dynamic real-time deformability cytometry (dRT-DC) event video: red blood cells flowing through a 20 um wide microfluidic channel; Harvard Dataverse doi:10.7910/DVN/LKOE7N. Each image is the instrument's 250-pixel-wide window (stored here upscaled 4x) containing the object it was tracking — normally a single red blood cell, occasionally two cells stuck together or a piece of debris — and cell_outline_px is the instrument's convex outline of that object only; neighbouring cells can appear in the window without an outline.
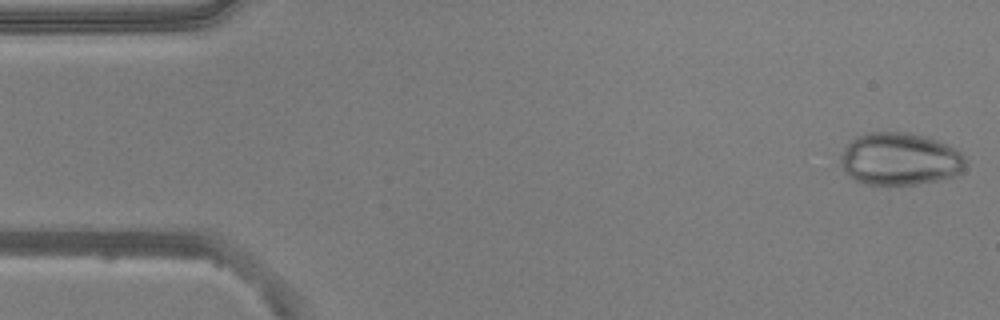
{"species": "common noctule bat (a hibernating species)", "species_latin": "Nyctalus noctula", "temperature_condition": "warm", "stored_images_in_passage": 51, "camera_frame_rate_fps": 3000, "um_per_image_px": 0.085, "animal": {"sex": "male", "body_mass_g": 20.5, "forearm_length_mm": 52.5}, "frame": {"image": 1, "passage_image": 1, "time_ms": 0.0, "image_size_px": [1000, 320], "cell_outline_px": [[968, 160], [964, 168], [956, 176], [916, 184], [864, 184], [848, 176], [844, 172], [840, 164], [840, 156], [844, 148], [856, 136], [868, 132], [908, 132], [924, 136], [948, 144], [956, 148]], "centroid_in_image_um": [76.49, 13.51], "position_along_channel_um": 8.5, "area_um2": 38.49}}
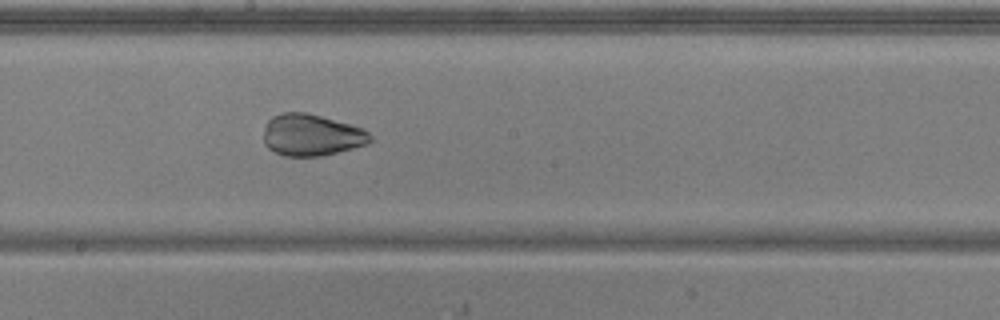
{"frame": {"image": 2, "passage_image": 27, "time_ms": 8.667, "image_size_px": [1000, 320], "cell_outline_px": [[372, 140], [368, 144], [320, 156], [284, 156], [268, 148], [264, 144], [264, 128], [268, 120], [272, 116], [284, 112], [304, 112], [352, 124], [364, 128], [372, 136]], "centroid_in_image_um": [26.48, 11.47], "position_along_channel_um": 221.7, "area_um2": 25.95}}
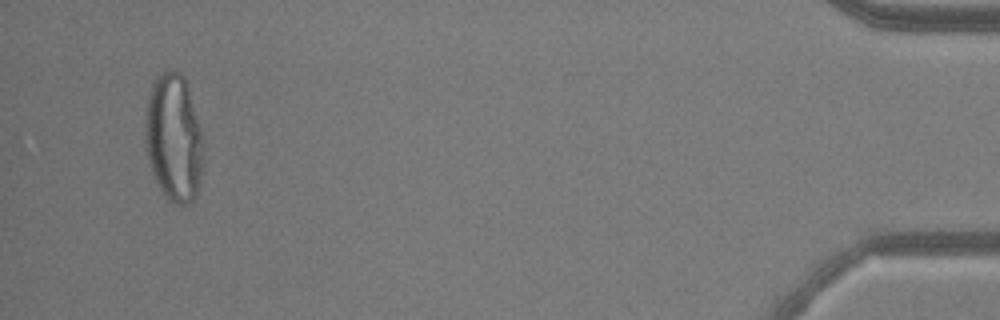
{"frame": {"image": 3, "passage_image": 49, "time_ms": 16.0, "image_size_px": [1000, 320], "cell_outline_px": [[204, 148], [200, 180], [196, 196], [188, 204], [172, 204], [164, 196], [156, 184], [148, 160], [144, 144], [144, 124], [148, 96], [152, 84], [156, 76], [168, 68], [180, 72], [184, 76], [188, 88], [200, 128]], "centroid_in_image_um": [14.74, 11.74], "position_along_channel_um": 420.5, "area_um2": 43.93}}